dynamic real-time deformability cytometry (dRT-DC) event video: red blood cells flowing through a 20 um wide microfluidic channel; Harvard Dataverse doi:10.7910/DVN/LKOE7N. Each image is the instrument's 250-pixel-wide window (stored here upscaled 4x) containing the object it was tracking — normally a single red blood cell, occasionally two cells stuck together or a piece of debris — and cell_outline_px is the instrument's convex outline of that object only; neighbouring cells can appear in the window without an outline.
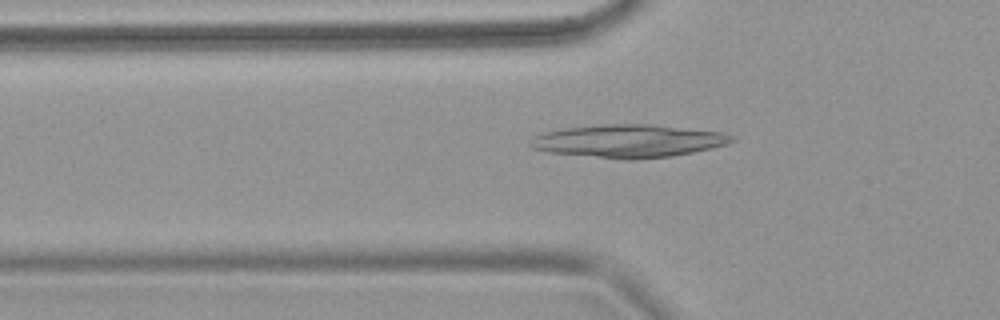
{"species": "common noctule bat (a hibernating species)", "species_latin": "Nyctalus noctula", "temperature_condition": "warm", "stored_images_in_passage": 65, "camera_frame_rate_fps": 3000, "um_per_image_px": 0.085, "animal": {"sex": "female", "body_mass_g": 18.4}, "frame": {"image": 1, "passage_image": 23, "time_ms": 7.333, "image_size_px": [1000, 320], "cell_outline_px": [[736, 140], [728, 144], [712, 148], [672, 156], [632, 160], [624, 160], [548, 152], [532, 148], [528, 144], [528, 140], [532, 136], [544, 132], [564, 128], [600, 124], [648, 124], [724, 132], [736, 136]], "centroid_in_image_um": [53.41, 11.98], "position_along_channel_um": 72.4, "area_um2": 39.07}}
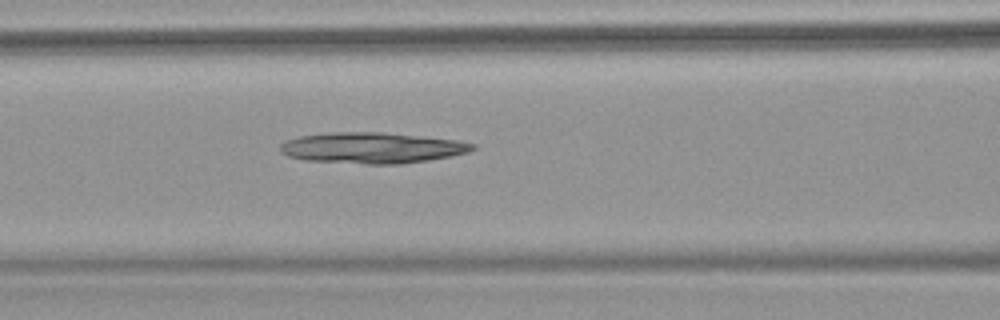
{"frame": {"image": 2, "passage_image": 29, "time_ms": 9.333, "image_size_px": [1000, 320], "cell_outline_px": [[476, 148], [468, 152], [452, 156], [428, 160], [400, 164], [368, 164], [304, 160], [288, 156], [280, 152], [280, 144], [284, 140], [300, 136], [332, 132], [384, 132], [456, 140], [476, 144]], "centroid_in_image_um": [31.6, 12.57], "position_along_channel_um": 135.0, "area_um2": 34.74}}
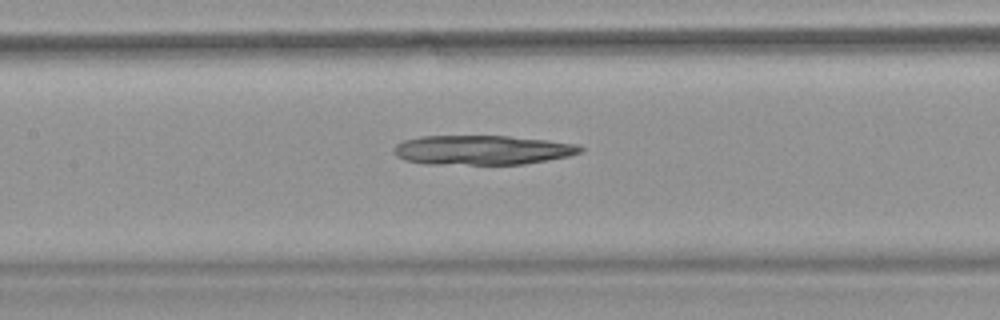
{"frame": {"image": 3, "passage_image": 32, "time_ms": 10.333, "image_size_px": [1000, 320], "cell_outline_px": [[584, 148], [580, 152], [568, 156], [548, 160], [524, 164], [424, 164], [404, 160], [396, 156], [392, 152], [392, 148], [396, 144], [404, 140], [420, 136], [508, 136], [548, 140], [576, 144]], "centroid_in_image_um": [40.93, 12.75], "position_along_channel_um": 166.5, "area_um2": 32.19}}